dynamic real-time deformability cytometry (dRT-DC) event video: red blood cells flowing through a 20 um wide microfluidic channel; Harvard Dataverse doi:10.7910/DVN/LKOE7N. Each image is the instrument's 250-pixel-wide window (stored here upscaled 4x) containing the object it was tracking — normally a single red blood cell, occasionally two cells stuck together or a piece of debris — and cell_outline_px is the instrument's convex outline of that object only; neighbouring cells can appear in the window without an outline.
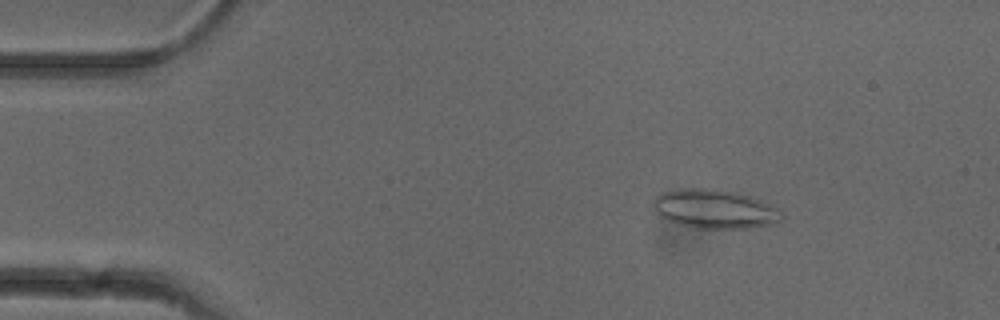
{"species": "common noctule bat (a hibernating species)", "species_latin": "Nyctalus noctula", "temperature_condition": "cold", "stored_images_in_passage": 52, "camera_frame_rate_fps": 3000, "um_per_image_px": 0.085, "animal": {"sex": "female"}, "frame": {"image": 1, "passage_image": 8, "time_ms": 2.333, "image_size_px": [1000, 320], "cell_outline_px": [[784, 216], [776, 224], [748, 228], [696, 228], [676, 224], [664, 220], [652, 208], [652, 204], [656, 196], [660, 192], [680, 188], [704, 188], [736, 192], [760, 200], [776, 208]], "centroid_in_image_um": [60.68, 17.77], "position_along_channel_um": 24.3, "area_um2": 29.36}}
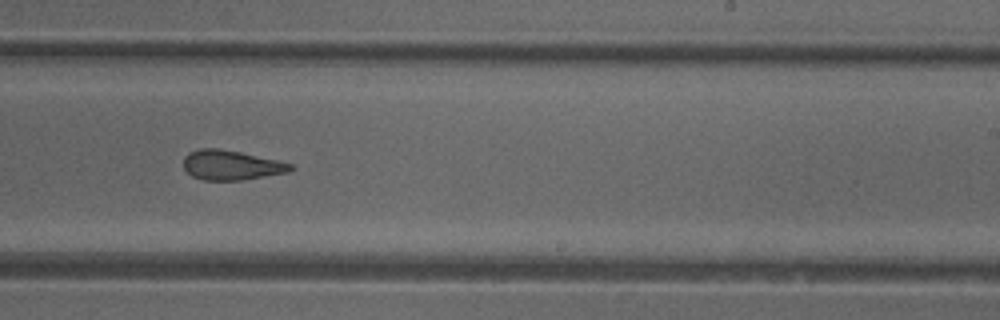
{"frame": {"image": 2, "passage_image": 32, "time_ms": 10.333, "image_size_px": [1000, 320], "cell_outline_px": [[296, 168], [288, 172], [240, 180], [204, 180], [192, 176], [184, 168], [184, 156], [188, 152], [200, 148], [220, 148], [240, 152], [276, 160], [292, 164]], "centroid_in_image_um": [19.63, 14.03], "position_along_channel_um": 269.4, "area_um2": 18.44}}
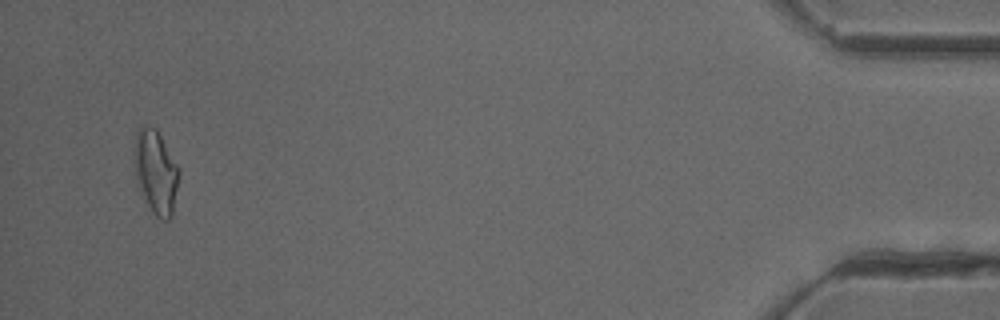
{"frame": {"image": 3, "passage_image": 50, "time_ms": 16.333, "image_size_px": [1000, 320], "cell_outline_px": [[180, 172], [172, 216], [168, 220], [164, 220], [156, 216], [152, 212], [144, 200], [136, 180], [136, 132], [140, 128], [148, 124], [156, 128], [176, 164]], "centroid_in_image_um": [13.26, 14.65], "position_along_channel_um": 421.9, "area_um2": 21.27}, "authors_computed_cell_mechanics": {"area_um2": 20.0277, "velocity_mm_per_s": 3.9589, "shape_relaxation_time_tau1_ms": null, "shape_relaxation_time_tau2_ms": 2.7685, "deformation_change_tau1": null, "deformation_change_tau2": 0.0936}}